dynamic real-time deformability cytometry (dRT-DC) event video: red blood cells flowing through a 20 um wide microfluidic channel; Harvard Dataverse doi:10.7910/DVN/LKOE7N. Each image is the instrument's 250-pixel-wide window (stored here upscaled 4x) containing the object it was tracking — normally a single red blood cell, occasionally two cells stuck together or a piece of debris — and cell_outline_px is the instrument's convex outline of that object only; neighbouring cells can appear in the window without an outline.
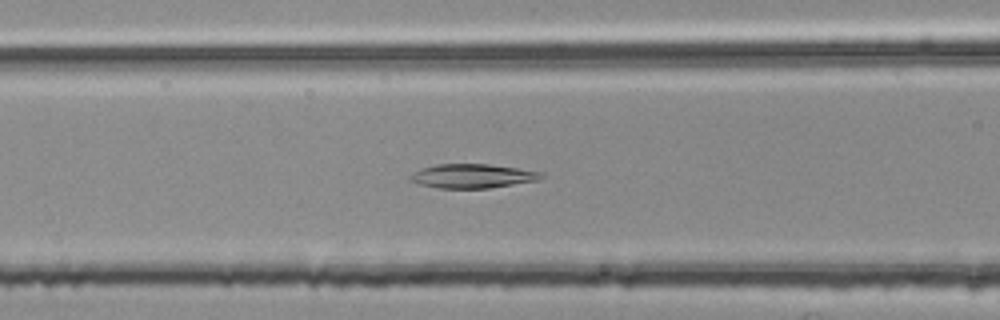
{"species": "common noctule bat (a hibernating species)", "species_latin": "Nyctalus noctula", "temperature_condition": "room temperature", "stored_images_in_passage": 52, "camera_frame_rate_fps": 3000, "um_per_image_px": 0.085, "animal": {"sex": "female", "body_mass_g": 25.1}, "frame": {"image": 1, "passage_image": 21, "time_ms": 6.667, "image_size_px": [1000, 320], "cell_outline_px": [[544, 176], [536, 180], [488, 188], [440, 188], [416, 184], [408, 180], [408, 176], [424, 168], [436, 164], [488, 164], [544, 172]], "centroid_in_image_um": [40.12, 14.96], "position_along_channel_um": 126.5, "area_um2": 18.21}}
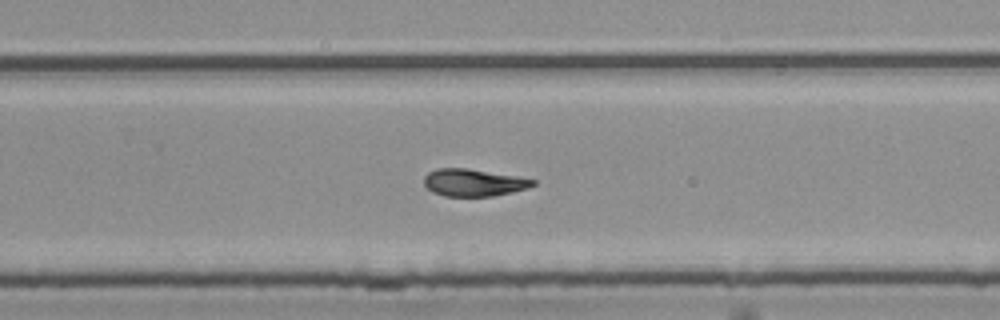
{"frame": {"image": 2, "passage_image": 34, "time_ms": 11.0, "image_size_px": [1000, 320], "cell_outline_px": [[536, 184], [528, 188], [512, 192], [492, 196], [444, 196], [432, 192], [424, 184], [424, 176], [428, 172], [436, 168], [468, 168], [516, 176], [536, 180]], "centroid_in_image_um": [40.24, 15.51], "position_along_channel_um": 289.6, "area_um2": 17.34}}
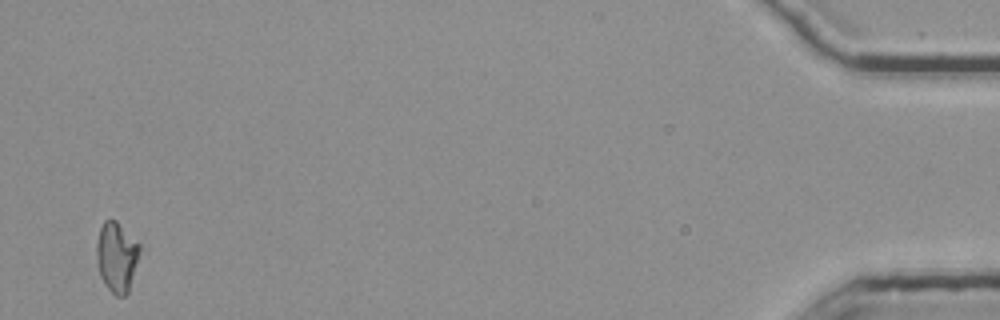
{"frame": {"image": 3, "passage_image": 52, "time_ms": 17.0, "image_size_px": [1000, 320], "cell_outline_px": [[140, 248], [136, 264], [128, 292], [124, 296], [116, 296], [104, 284], [100, 276], [96, 260], [96, 244], [100, 228], [104, 220], [116, 220], [140, 244]], "centroid_in_image_um": [9.89, 21.83], "position_along_channel_um": 425.3, "area_um2": 17.46}, "authors_computed_cell_mechanics": {"area_um2": 18.3515, "velocity_mm_per_s": 3.7708, "shape_relaxation_time_tau1_ms": null, "shape_relaxation_time_tau2_ms": 6.7437, "deformation_change_tau1": null, "deformation_change_tau2": 0.1343}}